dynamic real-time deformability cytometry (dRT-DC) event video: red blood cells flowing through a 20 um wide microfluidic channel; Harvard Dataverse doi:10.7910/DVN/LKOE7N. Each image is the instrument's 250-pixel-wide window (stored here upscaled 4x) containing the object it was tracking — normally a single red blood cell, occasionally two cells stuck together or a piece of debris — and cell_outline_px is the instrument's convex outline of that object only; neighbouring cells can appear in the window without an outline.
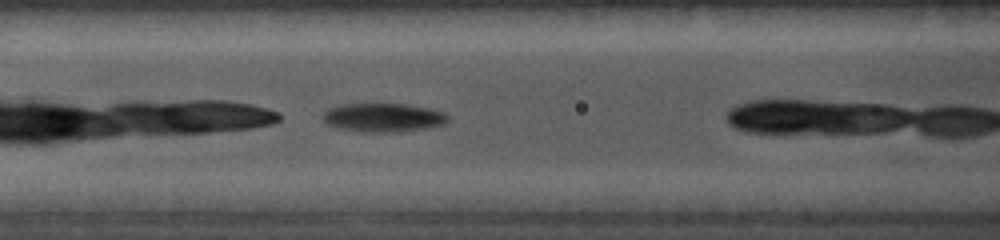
{"species": "common noctule bat (a hibernating species)", "species_latin": "Nyctalus noctula", "temperature_condition": "cold", "stored_images_in_passage": 3, "camera_frame_rate_fps": 5000, "um_per_image_px": 0.085, "animal": {"sex": "female", "body_mass_g": 19.0, "forearm_length_mm": 56.7}, "frame": {"image": 1, "passage_image": 3, "time_ms": 1.4, "image_size_px": [1000, 240], "cell_outline_px": [[448, 120], [444, 124], [424, 128], [396, 132], [364, 132], [340, 128], [328, 124], [324, 120], [324, 112], [328, 108], [344, 104], [408, 104], [428, 108], [444, 112], [448, 116]], "centroid_in_image_um": [32.59, 9.98], "position_along_channel_um": 134.0, "area_um2": 20.69}}